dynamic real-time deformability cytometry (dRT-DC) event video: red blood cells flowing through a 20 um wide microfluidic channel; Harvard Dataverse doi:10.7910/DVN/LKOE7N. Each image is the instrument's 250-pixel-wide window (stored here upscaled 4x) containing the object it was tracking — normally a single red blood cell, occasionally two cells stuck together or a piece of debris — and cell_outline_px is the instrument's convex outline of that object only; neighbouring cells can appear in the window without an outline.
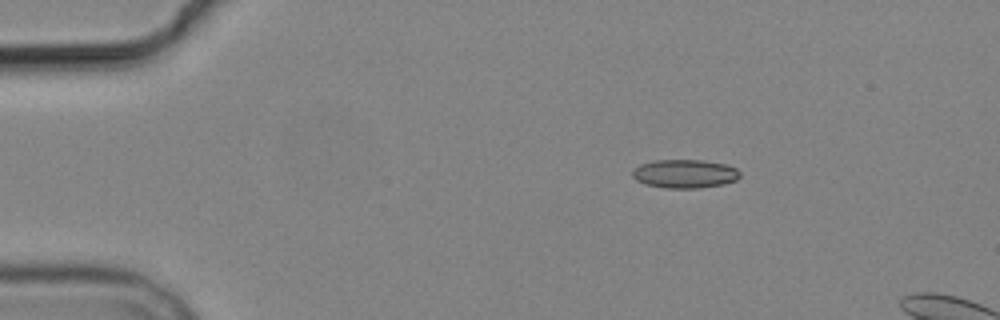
{"species": "common noctule bat (a hibernating species)", "species_latin": "Nyctalus noctula", "temperature_condition": "cold", "stored_images_in_passage": 4, "camera_frame_rate_fps": 3000, "um_per_image_px": 0.085, "animal": {"sex": "male", "body_mass_g": 19.2, "forearm_length_mm": 51.8}, "frame": {"image": 1, "passage_image": 3, "time_ms": 2.333, "image_size_px": [1000, 320], "cell_outline_px": [[740, 176], [736, 180], [724, 184], [700, 188], [664, 188], [644, 184], [636, 180], [632, 176], [632, 168], [640, 164], [656, 160], [704, 160], [728, 164], [736, 168], [740, 172]], "centroid_in_image_um": [58.2, 14.77], "position_along_channel_um": 26.8, "area_um2": 18.21}}